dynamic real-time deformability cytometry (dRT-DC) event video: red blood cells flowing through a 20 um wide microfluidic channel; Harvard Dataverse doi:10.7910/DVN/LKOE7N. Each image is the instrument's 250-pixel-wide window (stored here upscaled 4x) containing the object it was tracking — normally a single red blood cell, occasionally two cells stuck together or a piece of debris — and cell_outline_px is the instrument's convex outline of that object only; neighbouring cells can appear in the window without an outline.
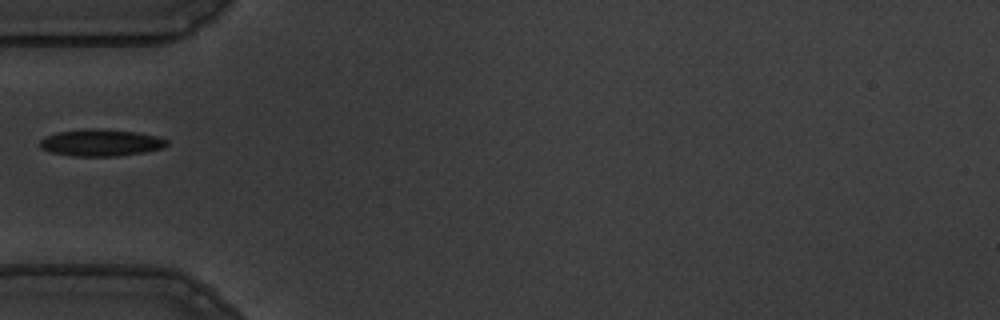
{"species": "common noctule bat (a hibernating species)", "species_latin": "Nyctalus noctula", "temperature_condition": "warm", "stored_images_in_passage": 38, "camera_frame_rate_fps": 3000, "um_per_image_px": 0.085, "animal": {"sex": "male", "body_mass_g": 19.5, "forearm_length_mm": 54.6}, "frame": {"image": 1, "passage_image": 1, "time_ms": 0.0, "image_size_px": [1000, 320], "cell_outline_px": [[168, 144], [160, 148], [144, 152], [116, 156], [76, 156], [52, 152], [40, 148], [40, 140], [44, 136], [56, 132], [84, 128], [100, 128], [136, 132], [156, 136], [168, 140]], "centroid_in_image_um": [8.53, 12.11], "position_along_channel_um": 76.5, "area_um2": 19.88}}
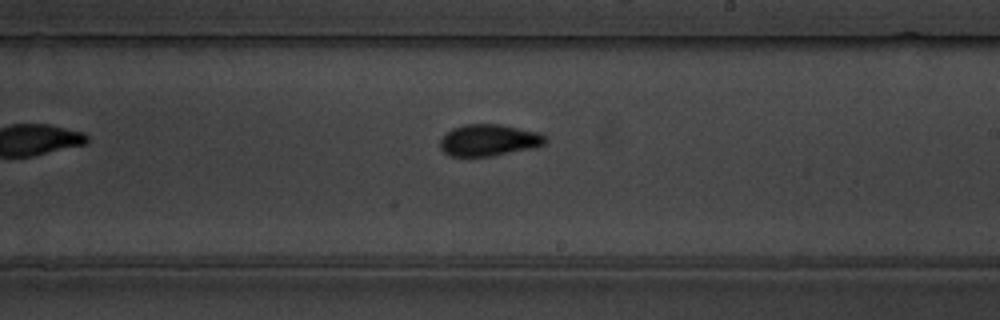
{"frame": {"image": 2, "passage_image": 15, "time_ms": 4.667, "image_size_px": [1000, 320], "cell_outline_px": [[548, 140], [544, 144], [536, 148], [492, 156], [448, 156], [440, 148], [440, 140], [452, 128], [464, 124], [500, 124], [540, 132], [548, 136]], "centroid_in_image_um": [41.61, 11.91], "position_along_channel_um": 247.4, "area_um2": 19.71}}
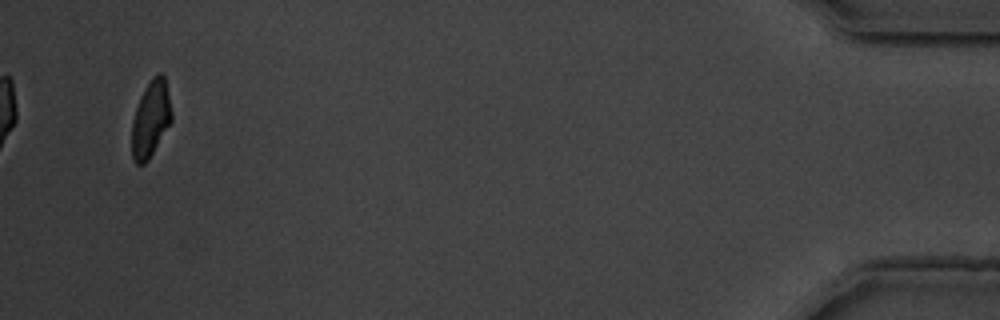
{"frame": {"image": 3, "passage_image": 36, "time_ms": 11.667, "image_size_px": [1000, 320], "cell_outline_px": [[172, 120], [148, 160], [144, 164], [136, 164], [132, 156], [132, 120], [140, 96], [144, 88], [152, 76], [160, 72], [164, 76], [172, 112]], "centroid_in_image_um": [12.8, 10.09], "position_along_channel_um": 422.4, "area_um2": 17.57}}